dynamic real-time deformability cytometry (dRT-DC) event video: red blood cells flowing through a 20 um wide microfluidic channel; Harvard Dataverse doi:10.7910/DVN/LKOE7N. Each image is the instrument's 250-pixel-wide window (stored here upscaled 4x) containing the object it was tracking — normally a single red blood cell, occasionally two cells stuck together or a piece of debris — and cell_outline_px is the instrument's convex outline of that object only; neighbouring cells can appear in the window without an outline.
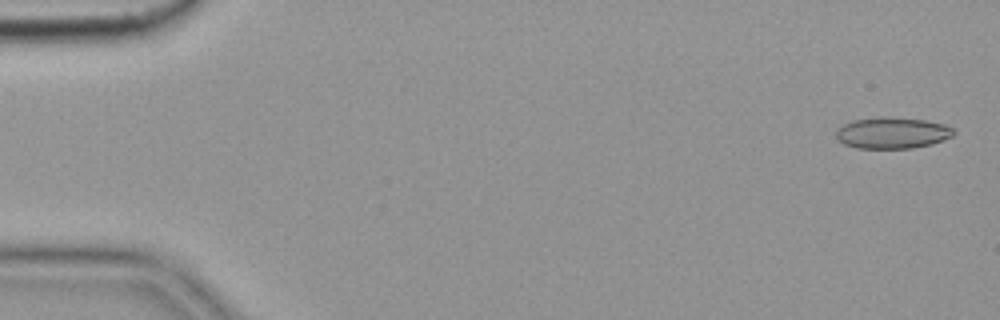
{"species": "common noctule bat (a hibernating species)", "species_latin": "Nyctalus noctula", "temperature_condition": "cold", "stored_images_in_passage": 6, "camera_frame_rate_fps": 3000, "um_per_image_px": 0.085, "animal": {"sex": "female", "body_mass_g": 19.9}, "frame": {"image": 1, "passage_image": 1, "time_ms": 0.0, "image_size_px": [1000, 320], "cell_outline_px": [[956, 132], [952, 136], [932, 144], [912, 148], [856, 148], [844, 144], [836, 140], [836, 128], [852, 120], [880, 116], [884, 116], [924, 120], [944, 124], [952, 128]], "centroid_in_image_um": [75.8, 11.29], "position_along_channel_um": 9.2, "area_um2": 21.62}}